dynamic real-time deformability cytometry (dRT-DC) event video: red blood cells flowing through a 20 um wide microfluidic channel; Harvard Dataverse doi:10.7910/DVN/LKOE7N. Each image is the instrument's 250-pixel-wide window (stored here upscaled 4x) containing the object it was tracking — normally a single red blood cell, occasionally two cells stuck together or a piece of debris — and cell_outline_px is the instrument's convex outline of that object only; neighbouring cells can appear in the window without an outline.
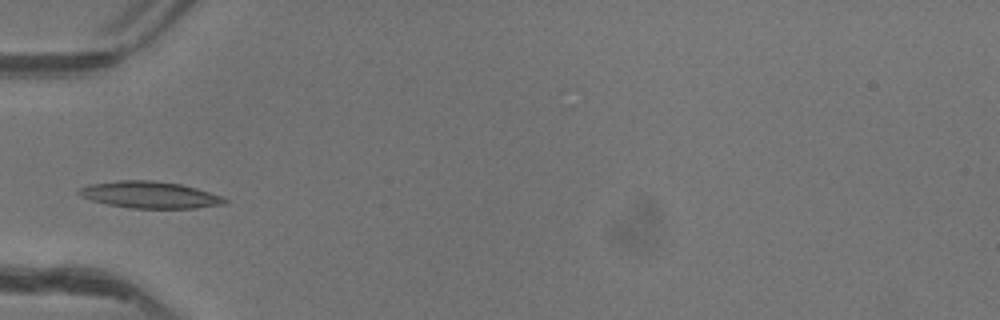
{"species": "common noctule bat (a hibernating species)", "species_latin": "Nyctalus noctula", "temperature_condition": "warm", "stored_images_in_passage": 9, "camera_frame_rate_fps": 3000, "um_per_image_px": 0.085, "animal": {"sex": "female"}, "frame": {"image": 1, "passage_image": 1, "time_ms": 0.0, "image_size_px": [1000, 320], "cell_outline_px": [[228, 204], [196, 208], [132, 208], [108, 204], [92, 200], [80, 196], [76, 192], [80, 188], [92, 184], [120, 180], [152, 180], [180, 184], [196, 188], [224, 196], [228, 200]], "centroid_in_image_um": [12.8, 16.56], "position_along_channel_um": 72.2, "area_um2": 22.72}}
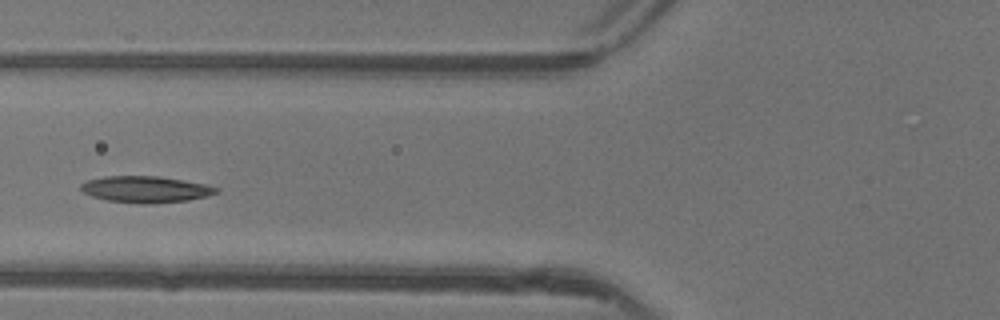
{"frame": {"image": 2, "passage_image": 4, "time_ms": 1.0, "image_size_px": [1000, 320], "cell_outline_px": [[220, 192], [208, 196], [188, 200], [152, 204], [140, 204], [108, 200], [92, 196], [84, 192], [80, 188], [80, 184], [88, 180], [104, 176], [156, 176], [204, 184], [220, 188]], "centroid_in_image_um": [12.39, 16.1], "position_along_channel_um": 113.4, "area_um2": 20.81}}
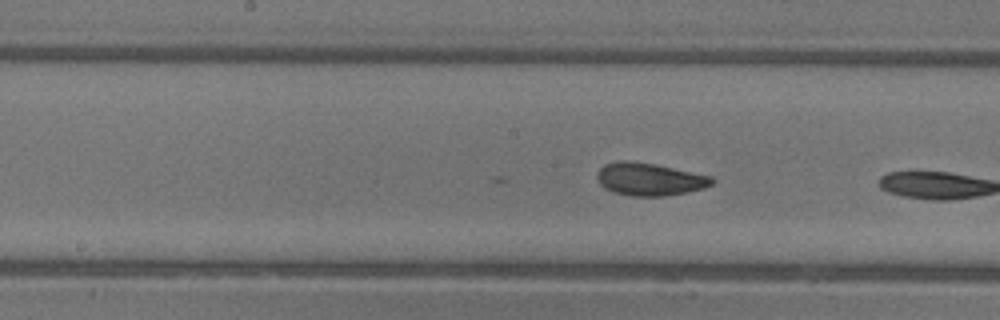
{"frame": {"image": 3, "passage_image": 8, "time_ms": 2.333, "image_size_px": [1000, 320], "cell_outline_px": [[716, 180], [712, 184], [704, 188], [664, 196], [632, 196], [612, 192], [604, 188], [600, 184], [596, 176], [596, 172], [604, 164], [620, 160], [624, 160], [652, 164], [712, 176]], "centroid_in_image_um": [55.17, 15.24], "position_along_channel_um": 193.0, "area_um2": 21.73}}